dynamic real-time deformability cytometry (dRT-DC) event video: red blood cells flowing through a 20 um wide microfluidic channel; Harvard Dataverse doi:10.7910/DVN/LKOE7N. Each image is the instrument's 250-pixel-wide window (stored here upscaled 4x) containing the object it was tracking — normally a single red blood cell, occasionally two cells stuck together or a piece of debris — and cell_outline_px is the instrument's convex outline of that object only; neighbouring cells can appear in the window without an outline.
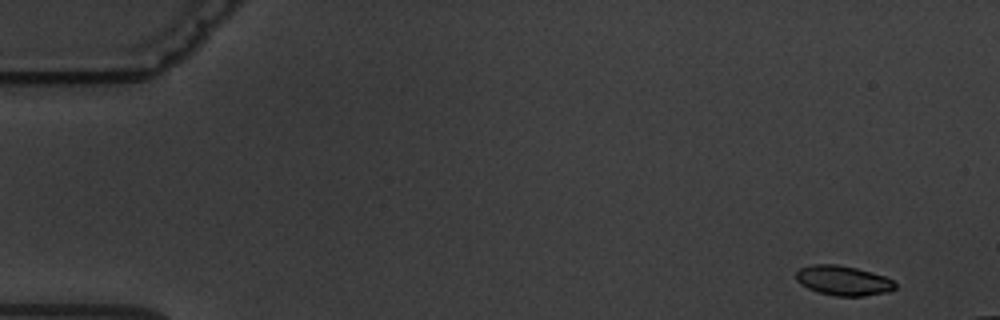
{"species": "common noctule bat (a hibernating species)", "species_latin": "Nyctalus noctula", "temperature_condition": "warm", "stored_images_in_passage": 6, "camera_frame_rate_fps": 3000, "um_per_image_px": 0.085, "animal": {"sex": "male", "body_mass_g": 19.5, "forearm_length_mm": 54.6}, "frame": {"image": 1, "passage_image": 1, "time_ms": 0.0, "image_size_px": [1000, 320], "cell_outline_px": [[896, 288], [888, 292], [864, 296], [836, 296], [820, 292], [808, 288], [800, 284], [796, 280], [796, 272], [800, 268], [812, 264], [836, 264], [856, 268], [884, 276], [892, 280], [896, 284]], "centroid_in_image_um": [71.66, 23.85], "position_along_channel_um": 13.3, "area_um2": 17.11}}
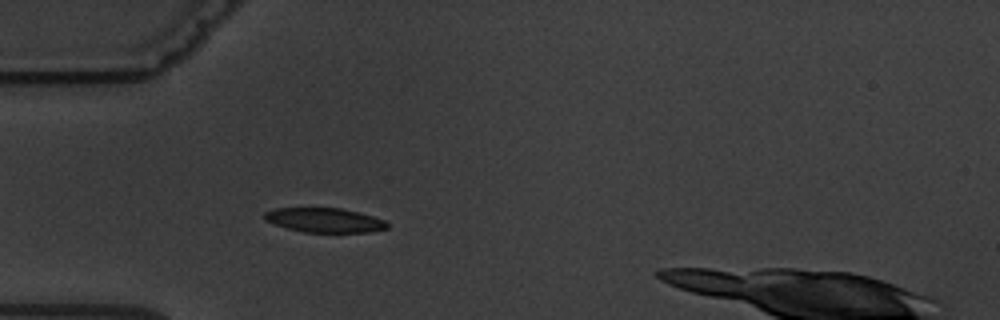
{"frame": {"image": 2, "passage_image": 5, "time_ms": 4.667, "image_size_px": [1000, 320], "cell_outline_px": [[388, 228], [372, 232], [304, 232], [288, 228], [264, 220], [264, 212], [276, 208], [340, 208], [372, 216], [384, 220], [388, 224]], "centroid_in_image_um": [27.58, 18.71], "position_along_channel_um": 57.4, "area_um2": 17.28}}